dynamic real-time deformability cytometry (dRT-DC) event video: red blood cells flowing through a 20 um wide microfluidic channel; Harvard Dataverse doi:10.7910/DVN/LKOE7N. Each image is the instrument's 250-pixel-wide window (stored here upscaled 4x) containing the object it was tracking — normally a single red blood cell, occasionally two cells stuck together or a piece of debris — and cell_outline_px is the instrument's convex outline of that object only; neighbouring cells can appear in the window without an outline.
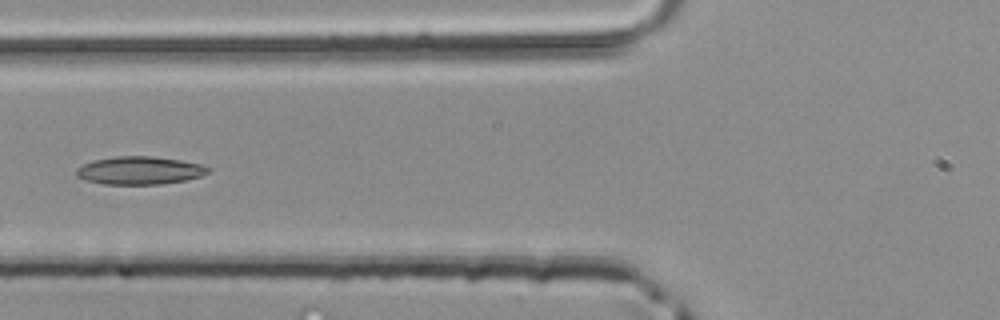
{"species": "common noctule bat (a hibernating species)", "species_latin": "Nyctalus noctula", "temperature_condition": "room temperature", "stored_images_in_passage": 4, "camera_frame_rate_fps": 3000, "um_per_image_px": 0.085, "animal": {"sex": "male", "body_mass_g": 20.4}, "frame": {"image": 1, "passage_image": 4, "time_ms": 1.0, "image_size_px": [1000, 320], "cell_outline_px": [[212, 168], [208, 172], [200, 176], [184, 180], [160, 184], [104, 184], [84, 180], [76, 176], [76, 168], [84, 164], [96, 160], [116, 156], [152, 156], [180, 160], [200, 164]], "centroid_in_image_um": [11.85, 14.49], "position_along_channel_um": 113.9, "area_um2": 21.33}}